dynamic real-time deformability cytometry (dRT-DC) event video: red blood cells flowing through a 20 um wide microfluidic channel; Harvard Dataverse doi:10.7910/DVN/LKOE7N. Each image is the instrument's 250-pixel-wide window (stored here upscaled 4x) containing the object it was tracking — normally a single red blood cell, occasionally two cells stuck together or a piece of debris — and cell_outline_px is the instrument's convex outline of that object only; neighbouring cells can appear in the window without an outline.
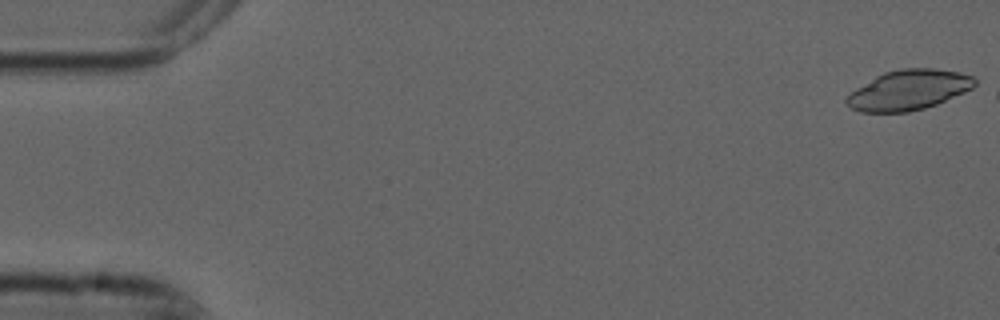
{"species": "common noctule bat (a hibernating species)", "species_latin": "Nyctalus noctula", "temperature_condition": "cold", "stored_images_in_passage": 4, "camera_frame_rate_fps": 3000, "um_per_image_px": 0.085, "animal": {"sex": "male", "forearm_length_mm": 52.5}, "frame": {"image": 1, "passage_image": 1, "time_ms": 0.0, "image_size_px": [1000, 320], "cell_outline_px": [[976, 84], [972, 88], [964, 92], [936, 104], [924, 108], [908, 112], [860, 112], [852, 108], [844, 100], [856, 88], [876, 76], [884, 72], [900, 68], [932, 68], [956, 72], [972, 76], [976, 80]], "centroid_in_image_um": [77.22, 7.65], "position_along_channel_um": 7.8, "area_um2": 29.59}}